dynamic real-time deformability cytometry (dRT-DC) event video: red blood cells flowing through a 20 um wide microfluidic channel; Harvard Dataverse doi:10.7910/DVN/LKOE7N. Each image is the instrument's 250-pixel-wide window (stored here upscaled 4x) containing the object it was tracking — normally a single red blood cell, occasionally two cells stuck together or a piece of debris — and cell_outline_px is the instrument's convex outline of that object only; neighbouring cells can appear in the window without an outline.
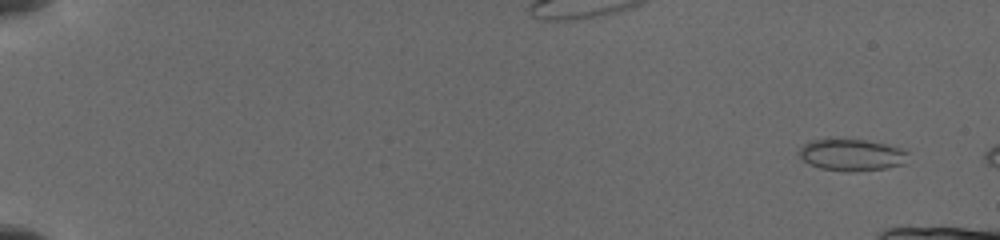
{"species": "common noctule bat (a hibernating species)", "species_latin": "Nyctalus noctula", "temperature_condition": "cold", "stored_images_in_passage": 9, "camera_frame_rate_fps": 3000, "um_per_image_px": 0.085, "animal": {"sex": "female", "body_mass_g": 19.5, "forearm_length_mm": 54.1}, "frame": {"image": 1, "passage_image": 2, "time_ms": 0.667, "image_size_px": [1000, 240], "cell_outline_px": [[908, 152], [904, 164], [884, 168], [852, 172], [848, 172], [820, 168], [808, 164], [796, 152], [804, 144], [812, 140], [828, 136], [864, 140], [888, 144], [900, 148]], "centroid_in_image_um": [72.32, 13.13], "position_along_channel_um": 12.7, "area_um2": 20.75}}